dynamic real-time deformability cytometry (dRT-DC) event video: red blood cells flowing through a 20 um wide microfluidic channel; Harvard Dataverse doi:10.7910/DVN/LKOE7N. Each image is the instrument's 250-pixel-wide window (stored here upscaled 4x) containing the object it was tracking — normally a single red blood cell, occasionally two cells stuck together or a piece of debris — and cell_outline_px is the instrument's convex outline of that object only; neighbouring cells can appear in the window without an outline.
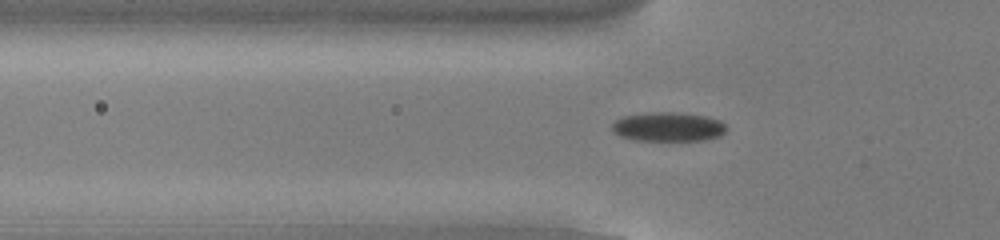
{"species": "common noctule bat (a hibernating species)", "species_latin": "Nyctalus noctula", "temperature_condition": "cold", "stored_images_in_passage": 39, "camera_frame_rate_fps": 3000, "um_per_image_px": 0.085, "animal": {"sex": "male", "body_mass_g": 13.0, "forearm_length_mm": 53.1}, "frame": {"image": 1, "passage_image": 11, "time_ms": 3.333, "image_size_px": [1000, 240], "cell_outline_px": [[728, 128], [720, 136], [704, 140], [632, 140], [620, 136], [612, 132], [612, 124], [616, 120], [624, 116], [648, 112], [684, 112], [708, 116], [720, 120]], "centroid_in_image_um": [56.81, 10.77], "position_along_channel_um": 69.0, "area_um2": 19.71}}
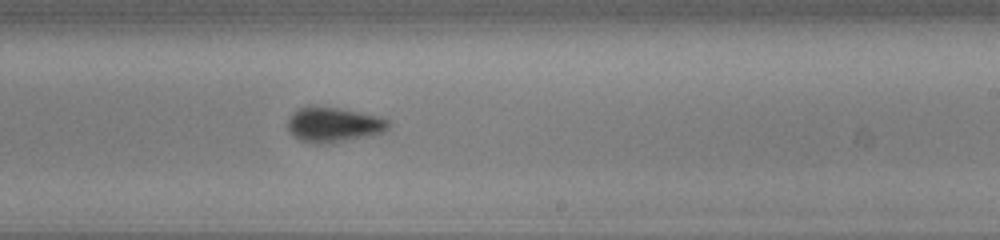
{"frame": {"image": 2, "passage_image": 26, "time_ms": 8.333, "image_size_px": [1000, 240], "cell_outline_px": [[392, 124], [384, 132], [372, 136], [320, 144], [316, 144], [300, 140], [292, 136], [288, 132], [288, 116], [296, 108], [340, 108], [380, 116], [388, 120]], "centroid_in_image_um": [28.37, 10.62], "position_along_channel_um": 260.6, "area_um2": 20.52}}
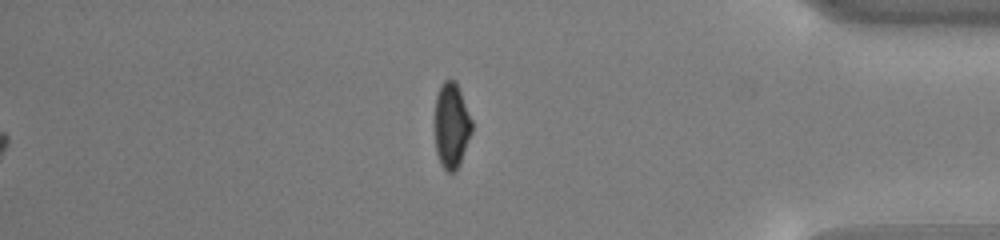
{"frame": {"image": 3, "passage_image": 39, "time_ms": 12.667, "image_size_px": [1000, 240], "cell_outline_px": [[472, 132], [460, 164], [456, 172], [448, 172], [440, 164], [436, 152], [432, 124], [436, 96], [440, 84], [444, 80], [456, 80], [472, 120]], "centroid_in_image_um": [38.33, 10.67], "position_along_channel_um": 396.9, "area_um2": 19.25}, "authors_computed_cell_mechanics": {"area_um2": 19.7676, "velocity_mm_per_s": 3.8454, "shape_relaxation_time_tau1_ms": 2.8524, "shape_relaxation_time_tau2_ms": 3.0692, "deformation_change_tau1": 0.0997, "deformation_change_tau2": 0.0593}}